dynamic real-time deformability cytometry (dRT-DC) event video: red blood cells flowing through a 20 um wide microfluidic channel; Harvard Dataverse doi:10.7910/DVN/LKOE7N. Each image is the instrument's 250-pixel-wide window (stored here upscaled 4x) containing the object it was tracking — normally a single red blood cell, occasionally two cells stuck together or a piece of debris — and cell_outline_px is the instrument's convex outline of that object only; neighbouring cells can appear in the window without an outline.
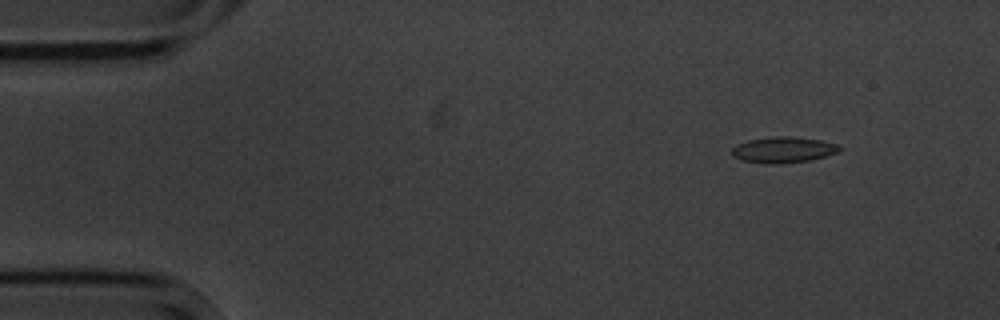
{"species": "common noctule bat (a hibernating species)", "species_latin": "Nyctalus noctula", "temperature_condition": "cold", "stored_images_in_passage": 5, "camera_frame_rate_fps": 3000, "um_per_image_px": 0.085, "animal": {"sex": "male", "body_mass_g": 20.1, "forearm_length_mm": 53.5}, "frame": {"image": 1, "passage_image": 1, "time_ms": 0.0, "image_size_px": [1000, 320], "cell_outline_px": [[840, 152], [812, 160], [780, 164], [764, 164], [740, 160], [732, 156], [732, 148], [748, 140], [772, 136], [788, 136], [820, 140], [840, 144]], "centroid_in_image_um": [66.6, 12.74], "position_along_channel_um": 18.4, "area_um2": 16.47}}
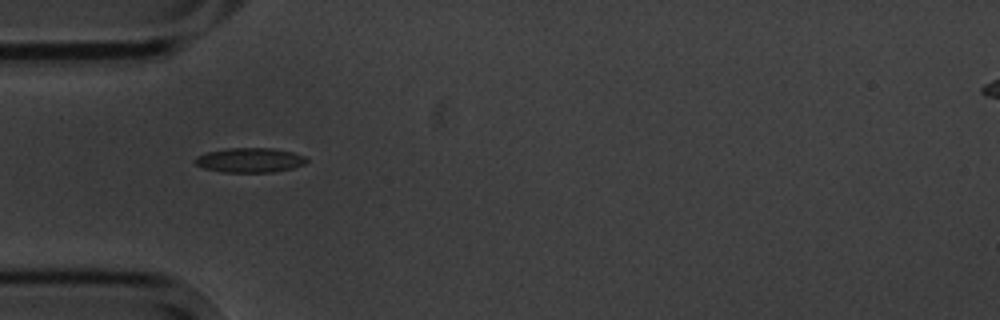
{"frame": {"image": 2, "passage_image": 4, "time_ms": 3.667, "image_size_px": [1000, 320], "cell_outline_px": [[308, 160], [304, 164], [292, 168], [272, 172], [220, 172], [204, 168], [196, 164], [192, 160], [196, 156], [208, 152], [228, 148], [276, 148], [292, 152], [304, 156]], "centroid_in_image_um": [21.21, 13.61], "position_along_channel_um": 63.8, "area_um2": 16.01}}
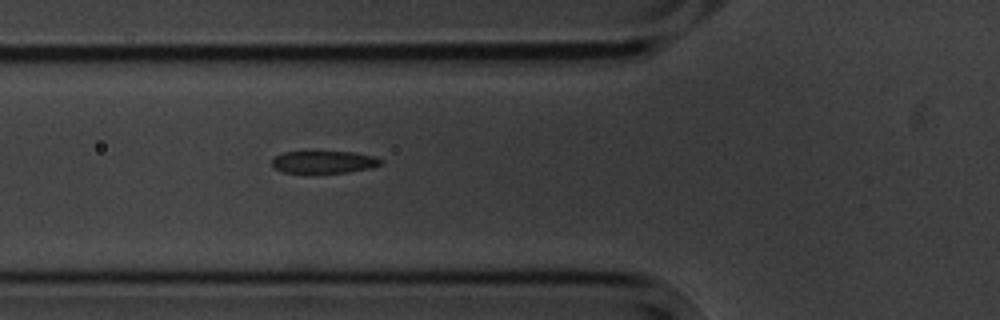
{"frame": {"image": 3, "passage_image": 5, "time_ms": 4.667, "image_size_px": [1000, 320], "cell_outline_px": [[384, 160], [380, 164], [372, 168], [348, 172], [284, 172], [272, 168], [272, 160], [276, 156], [284, 152], [352, 152], [372, 156]], "centroid_in_image_um": [27.53, 13.77], "position_along_channel_um": 98.3, "area_um2": 13.93}}